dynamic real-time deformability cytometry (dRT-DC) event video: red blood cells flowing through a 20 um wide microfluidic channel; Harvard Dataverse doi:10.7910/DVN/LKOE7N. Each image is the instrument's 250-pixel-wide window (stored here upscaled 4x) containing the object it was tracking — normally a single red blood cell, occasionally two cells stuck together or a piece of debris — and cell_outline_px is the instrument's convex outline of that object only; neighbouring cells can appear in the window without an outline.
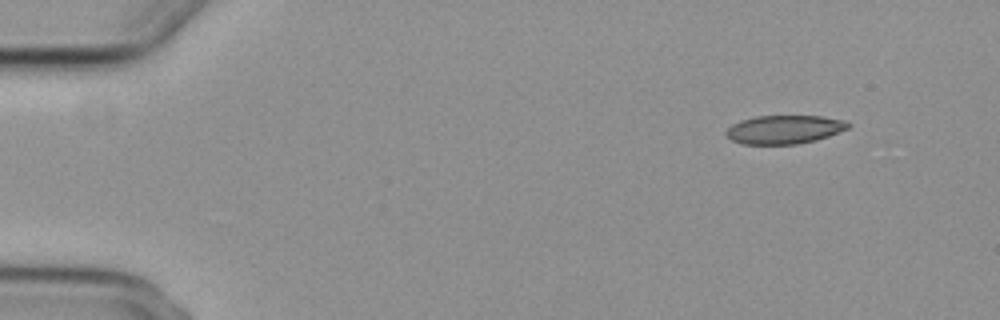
{"species": "common noctule bat (a hibernating species)", "species_latin": "Nyctalus noctula", "temperature_condition": "cold", "stored_images_in_passage": 4, "camera_frame_rate_fps": 3000, "um_per_image_px": 0.085, "animal": {"sex": "female", "body_mass_g": 29.2, "forearm_length_mm": 56.3}, "frame": {"image": 1, "passage_image": 1, "time_ms": 0.0, "image_size_px": [1000, 320], "cell_outline_px": [[852, 124], [848, 128], [828, 136], [816, 140], [796, 144], [740, 144], [732, 140], [724, 132], [732, 124], [740, 120], [756, 116], [820, 116], [844, 120]], "centroid_in_image_um": [66.65, 11.0], "position_along_channel_um": 18.3, "area_um2": 20.29}}
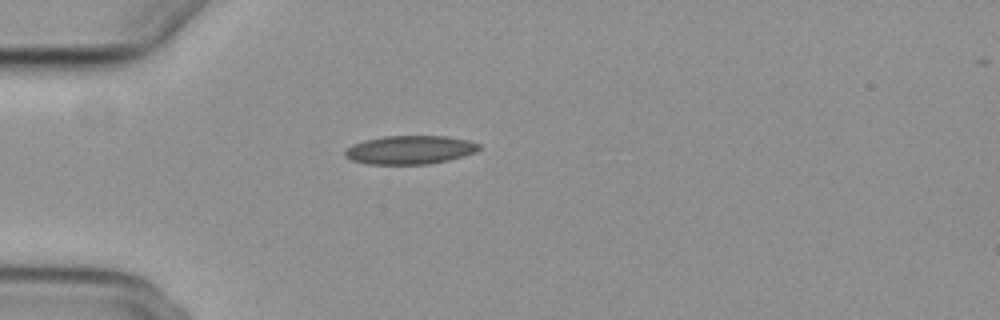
{"frame": {"image": 2, "passage_image": 4, "time_ms": 3.333, "image_size_px": [1000, 320], "cell_outline_px": [[480, 148], [476, 152], [464, 156], [448, 160], [428, 164], [368, 164], [352, 160], [344, 156], [344, 152], [352, 144], [364, 140], [384, 136], [444, 136], [468, 140], [480, 144]], "centroid_in_image_um": [34.84, 12.74], "position_along_channel_um": 50.2, "area_um2": 22.31}}